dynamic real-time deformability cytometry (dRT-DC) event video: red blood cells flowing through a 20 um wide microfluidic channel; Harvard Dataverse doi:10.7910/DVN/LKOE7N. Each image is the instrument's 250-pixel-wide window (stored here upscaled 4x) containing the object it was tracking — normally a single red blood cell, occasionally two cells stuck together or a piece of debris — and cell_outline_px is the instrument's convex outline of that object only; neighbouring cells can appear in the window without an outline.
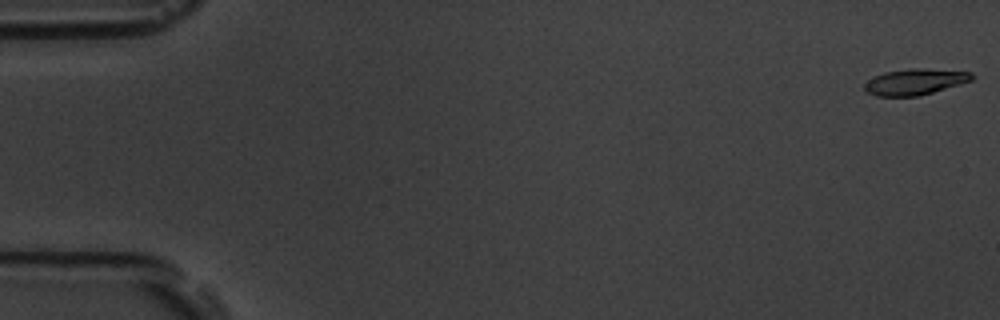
{"species": "common noctule bat (a hibernating species)", "species_latin": "Nyctalus noctula", "temperature_condition": "room temperature", "stored_images_in_passage": 58, "camera_frame_rate_fps": 3000, "um_per_image_px": 0.085, "animal": {"sex": "male", "body_mass_g": 19.5, "forearm_length_mm": 54.6}, "frame": {"image": 1, "passage_image": 1, "time_ms": 0.0, "image_size_px": [1000, 320], "cell_outline_px": [[976, 76], [972, 80], [920, 96], [876, 96], [864, 92], [864, 84], [872, 76], [884, 72], [908, 68], [920, 68], [972, 72]], "centroid_in_image_um": [77.73, 6.95], "position_along_channel_um": 7.3, "area_um2": 16.47}}
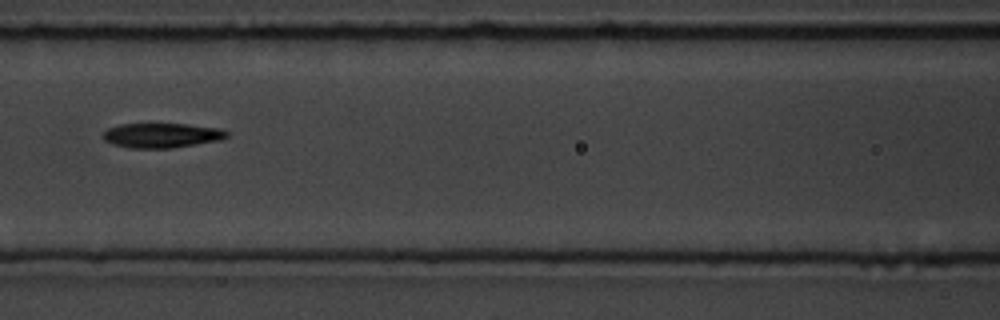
{"frame": {"image": 2, "passage_image": 26, "time_ms": 8.333, "image_size_px": [1000, 320], "cell_outline_px": [[228, 136], [220, 140], [172, 148], [128, 148], [112, 144], [104, 140], [104, 132], [108, 128], [120, 124], [188, 124], [220, 128], [228, 132]], "centroid_in_image_um": [13.75, 11.51], "position_along_channel_um": 152.8, "area_um2": 17.8}}
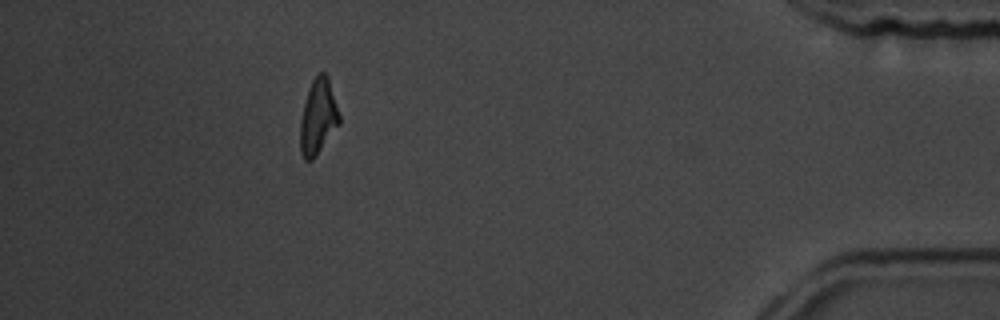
{"frame": {"image": 3, "passage_image": 52, "time_ms": 17.0, "image_size_px": [1000, 320], "cell_outline_px": [[340, 124], [312, 160], [304, 160], [300, 152], [300, 120], [308, 88], [316, 72], [324, 72], [328, 76], [340, 116]], "centroid_in_image_um": [27.03, 9.91], "position_along_channel_um": 408.2, "area_um2": 17.22}, "authors_computed_cell_mechanics": {"area_um2": 17.5134, "velocity_mm_per_s": 3.5625, "shape_relaxation_time_tau1_ms": 3.9383, "shape_relaxation_time_tau2_ms": 6.8045, "deformation_change_tau1": 0.1321, "deformation_change_tau2": 0.1645}}